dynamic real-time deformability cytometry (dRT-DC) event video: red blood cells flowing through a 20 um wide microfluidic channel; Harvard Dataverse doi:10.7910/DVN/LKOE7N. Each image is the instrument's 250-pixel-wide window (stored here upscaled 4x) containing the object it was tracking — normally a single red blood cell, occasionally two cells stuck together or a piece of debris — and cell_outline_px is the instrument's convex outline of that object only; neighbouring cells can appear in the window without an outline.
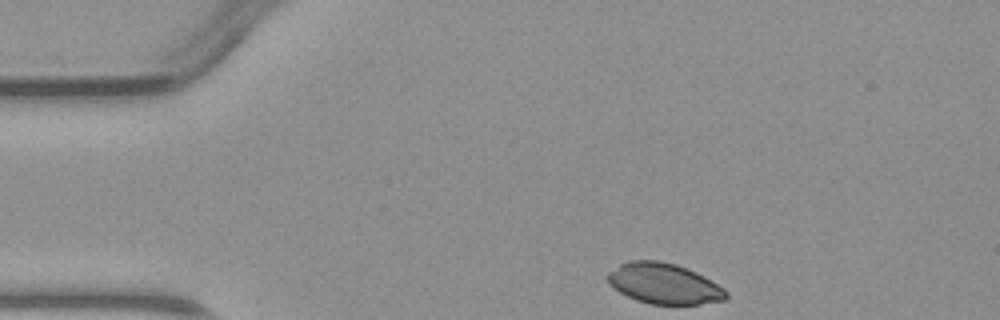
{"species": "common noctule bat (a hibernating species)", "species_latin": "Nyctalus noctula", "temperature_condition": "warm", "stored_images_in_passage": 4, "camera_frame_rate_fps": 3000, "um_per_image_px": 0.085, "animal": {"sex": "male", "body_mass_g": 23.1, "forearm_length_mm": 52.7}, "frame": {"image": 1, "passage_image": 1, "time_ms": 0.0, "image_size_px": [1000, 320], "cell_outline_px": [[728, 296], [724, 300], [700, 304], [648, 304], [636, 300], [620, 292], [608, 284], [604, 276], [608, 272], [620, 264], [628, 260], [660, 260], [676, 264], [696, 272], [704, 276], [724, 288], [728, 292]], "centroid_in_image_um": [56.41, 24.1], "position_along_channel_um": 28.6, "area_um2": 28.26}}